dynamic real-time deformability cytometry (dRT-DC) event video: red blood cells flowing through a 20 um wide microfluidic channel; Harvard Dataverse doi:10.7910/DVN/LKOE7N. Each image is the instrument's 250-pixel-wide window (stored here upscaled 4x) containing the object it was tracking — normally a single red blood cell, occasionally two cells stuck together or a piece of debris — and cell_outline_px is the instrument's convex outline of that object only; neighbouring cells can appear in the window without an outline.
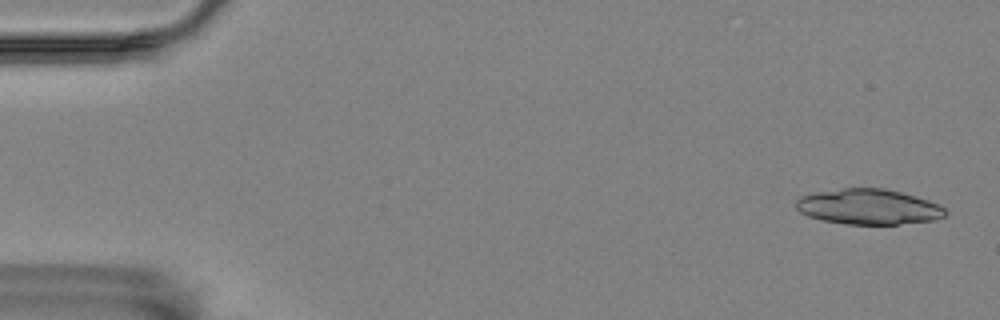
{"species": "Egyptian fruit bat (a non-hibernating species)", "species_latin": "Rousettus aegyptiacus", "temperature_condition": "room temperature", "stored_images_in_passage": 4, "camera_frame_rate_fps": 3000, "um_per_image_px": 0.085, "animal": {"sex": "female"}, "frame": {"image": 1, "passage_image": 1, "time_ms": 0.0, "image_size_px": [1000, 320], "cell_outline_px": [[948, 212], [944, 216], [936, 220], [896, 224], [848, 224], [820, 220], [808, 216], [800, 212], [796, 208], [796, 200], [800, 196], [816, 192], [844, 188], [884, 188], [916, 196], [928, 200], [944, 208]], "centroid_in_image_um": [73.81, 17.58], "position_along_channel_um": 11.2, "area_um2": 30.75}}